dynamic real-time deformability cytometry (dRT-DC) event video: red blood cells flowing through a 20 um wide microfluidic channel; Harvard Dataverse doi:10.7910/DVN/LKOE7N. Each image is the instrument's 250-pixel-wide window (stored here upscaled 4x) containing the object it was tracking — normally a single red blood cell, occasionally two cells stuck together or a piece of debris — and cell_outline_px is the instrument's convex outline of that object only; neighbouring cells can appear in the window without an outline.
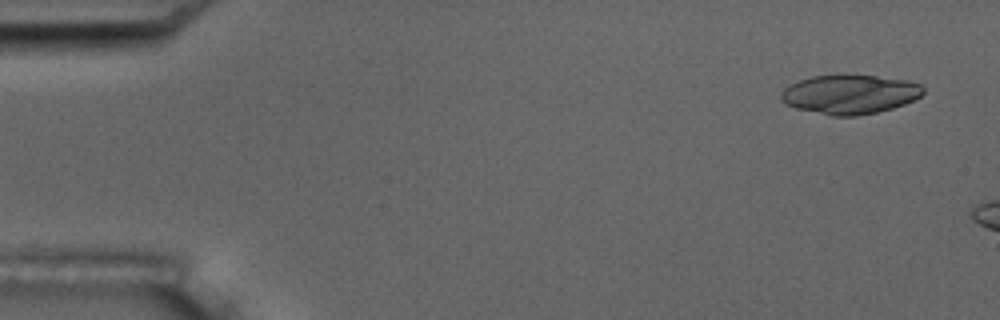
{"species": "common noctule bat (a hibernating species)", "species_latin": "Nyctalus noctula", "temperature_condition": "room temperature", "stored_images_in_passage": 4, "camera_frame_rate_fps": 3000, "um_per_image_px": 0.085, "animal": {"sex": "male", "body_mass_g": 17.5, "forearm_length_mm": 52.3}, "frame": {"image": 1, "passage_image": 1, "time_ms": 0.0, "image_size_px": [1000, 320], "cell_outline_px": [[924, 92], [920, 96], [904, 104], [892, 108], [876, 112], [856, 116], [832, 116], [796, 108], [784, 104], [780, 100], [780, 92], [784, 88], [800, 80], [812, 76], [876, 76], [908, 80], [920, 84], [924, 88]], "centroid_in_image_um": [72.22, 8.03], "position_along_channel_um": 12.8, "area_um2": 32.19}}